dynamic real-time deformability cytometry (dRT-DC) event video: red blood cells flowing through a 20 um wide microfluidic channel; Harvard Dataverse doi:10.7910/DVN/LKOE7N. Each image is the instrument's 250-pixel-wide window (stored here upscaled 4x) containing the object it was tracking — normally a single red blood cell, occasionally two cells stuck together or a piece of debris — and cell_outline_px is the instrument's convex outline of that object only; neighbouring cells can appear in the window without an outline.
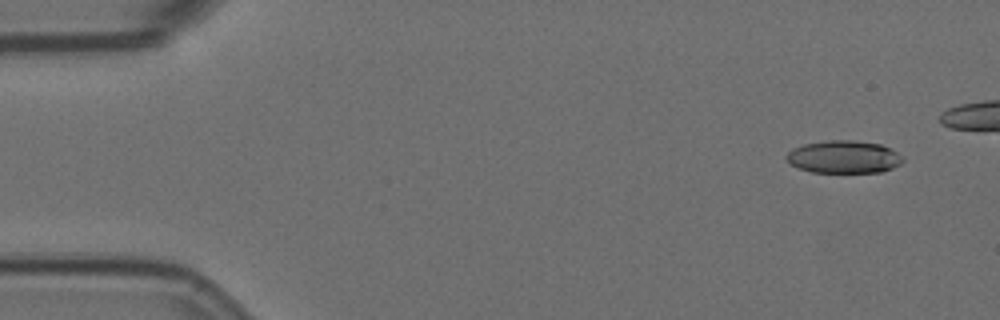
{"species": "Egyptian fruit bat (a non-hibernating species)", "species_latin": "Rousettus aegyptiacus", "temperature_condition": "room temperature", "stored_images_in_passage": 5, "camera_frame_rate_fps": 3000, "um_per_image_px": 0.085, "animal": {"sex": "female"}, "frame": {"image": 1, "passage_image": 1, "time_ms": 0.0, "image_size_px": [1000, 320], "cell_outline_px": [[904, 160], [900, 164], [892, 168], [880, 172], [812, 172], [800, 168], [792, 164], [784, 156], [792, 148], [804, 144], [828, 140], [852, 140], [880, 144], [904, 156]], "centroid_in_image_um": [71.73, 13.33], "position_along_channel_um": 13.3, "area_um2": 22.02}}